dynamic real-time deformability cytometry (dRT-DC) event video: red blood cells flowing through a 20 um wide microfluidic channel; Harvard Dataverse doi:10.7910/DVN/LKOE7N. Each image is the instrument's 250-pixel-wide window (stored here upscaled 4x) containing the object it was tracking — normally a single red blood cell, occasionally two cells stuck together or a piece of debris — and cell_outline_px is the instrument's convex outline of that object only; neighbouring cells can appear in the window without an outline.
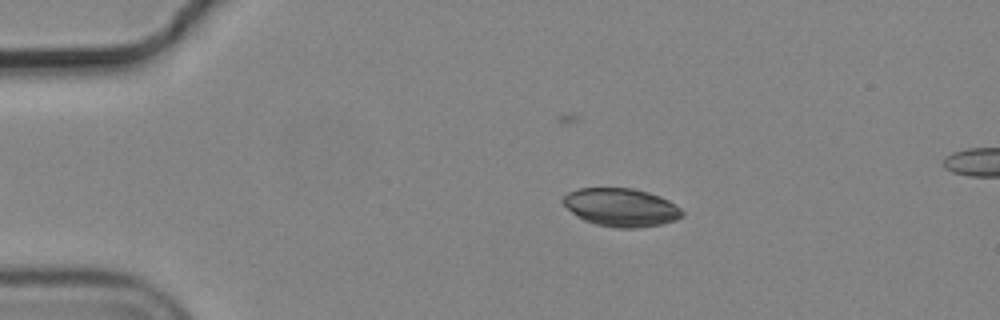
{"species": "common noctule bat (a hibernating species)", "species_latin": "Nyctalus noctula", "temperature_condition": "cold", "stored_images_in_passage": 40, "camera_frame_rate_fps": 3000, "um_per_image_px": 0.085, "animal": {"sex": "male", "body_mass_g": 19.2, "forearm_length_mm": 51.8}, "frame": {"image": 1, "passage_image": 3, "time_ms": 0.667, "image_size_px": [1000, 320], "cell_outline_px": [[684, 216], [676, 220], [660, 224], [640, 228], [616, 228], [596, 224], [584, 220], [576, 216], [560, 200], [568, 192], [580, 188], [632, 188], [648, 192], [660, 196], [668, 200], [680, 208], [684, 212]], "centroid_in_image_um": [52.8, 17.63], "position_along_channel_um": 32.2, "area_um2": 26.59}}
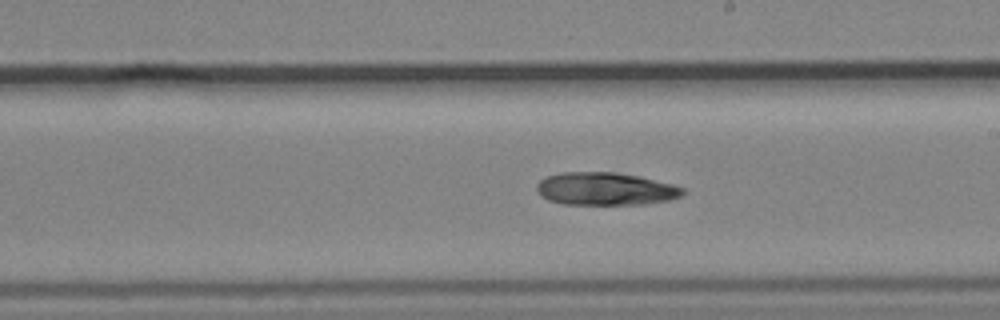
{"frame": {"image": 2, "passage_image": 24, "time_ms": 7.667, "image_size_px": [1000, 320], "cell_outline_px": [[684, 192], [680, 196], [672, 200], [644, 204], [564, 204], [548, 200], [540, 196], [536, 192], [536, 184], [544, 176], [560, 172], [616, 172], [640, 176], [672, 184], [684, 188]], "centroid_in_image_um": [51.42, 16.05], "position_along_channel_um": 237.6, "area_um2": 28.21}}
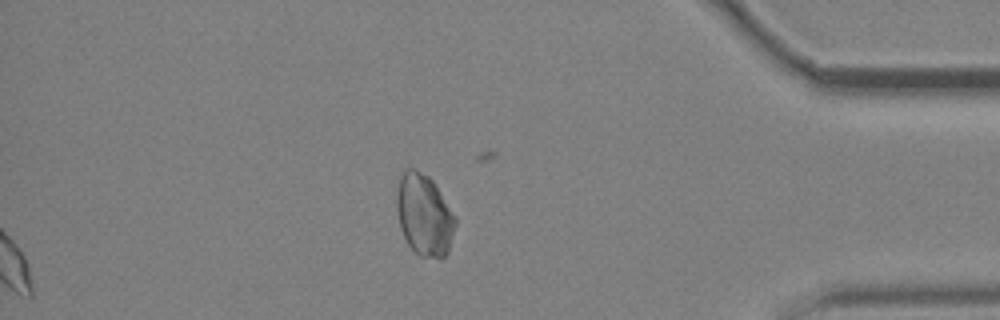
{"frame": {"image": 3, "passage_image": 40, "time_ms": 13.0, "image_size_px": [1000, 320], "cell_outline_px": [[456, 224], [448, 252], [444, 256], [420, 256], [408, 244], [400, 228], [396, 212], [396, 196], [400, 176], [404, 168], [412, 168], [428, 176], [432, 180], [456, 216]], "centroid_in_image_um": [36.04, 18.24], "position_along_channel_um": 399.2, "area_um2": 27.74}}